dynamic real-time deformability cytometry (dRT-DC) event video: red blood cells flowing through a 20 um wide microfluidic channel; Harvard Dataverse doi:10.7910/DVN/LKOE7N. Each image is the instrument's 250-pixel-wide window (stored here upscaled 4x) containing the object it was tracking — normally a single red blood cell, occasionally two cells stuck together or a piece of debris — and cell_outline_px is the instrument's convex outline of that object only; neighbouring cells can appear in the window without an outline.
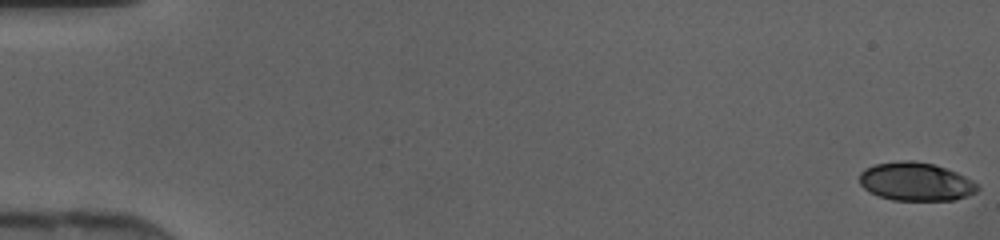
{"species": "human", "species_latin": "Homo sapiens", "temperature_condition": "cold", "stored_images_in_passage": 49, "camera_frame_rate_fps": 3000, "um_per_image_px": 0.085, "donor": {"sex": "female"}, "frame": {"image": 1, "passage_image": 1, "time_ms": 0.0, "image_size_px": [1000, 240], "cell_outline_px": [[980, 188], [976, 192], [968, 196], [956, 200], [892, 200], [868, 192], [860, 184], [860, 172], [864, 168], [876, 164], [904, 160], [912, 160], [932, 164], [956, 172], [980, 184]], "centroid_in_image_um": [77.86, 15.45], "position_along_channel_um": 7.1, "area_um2": 26.47}}
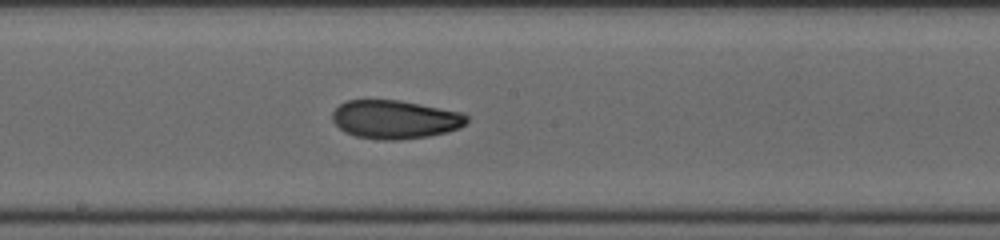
{"frame": {"image": 2, "passage_image": 28, "time_ms": 9.0, "image_size_px": [1000, 240], "cell_outline_px": [[468, 120], [460, 128], [448, 132], [428, 136], [400, 140], [384, 140], [356, 136], [344, 132], [332, 120], [332, 112], [340, 104], [348, 100], [400, 100], [464, 112], [468, 116]], "centroid_in_image_um": [33.61, 10.15], "position_along_channel_um": 214.6, "area_um2": 30.35}}
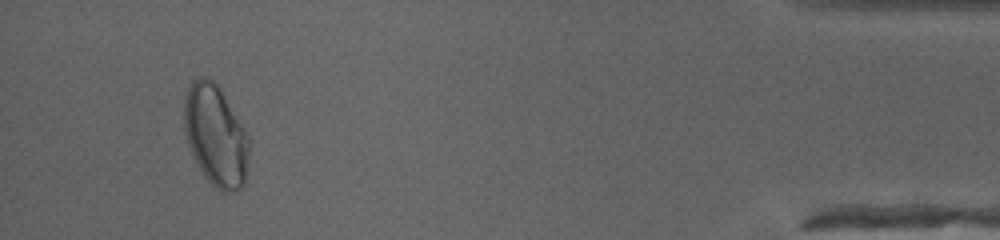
{"frame": {"image": 3, "passage_image": 46, "time_ms": 15.0, "image_size_px": [1000, 240], "cell_outline_px": [[252, 140], [244, 184], [240, 188], [232, 192], [224, 192], [216, 188], [204, 176], [196, 164], [192, 156], [184, 132], [184, 100], [188, 88], [192, 80], [200, 76], [204, 76], [212, 80], [216, 84]], "centroid_in_image_um": [18.33, 11.55], "position_along_channel_um": 416.9, "area_um2": 38.49}}